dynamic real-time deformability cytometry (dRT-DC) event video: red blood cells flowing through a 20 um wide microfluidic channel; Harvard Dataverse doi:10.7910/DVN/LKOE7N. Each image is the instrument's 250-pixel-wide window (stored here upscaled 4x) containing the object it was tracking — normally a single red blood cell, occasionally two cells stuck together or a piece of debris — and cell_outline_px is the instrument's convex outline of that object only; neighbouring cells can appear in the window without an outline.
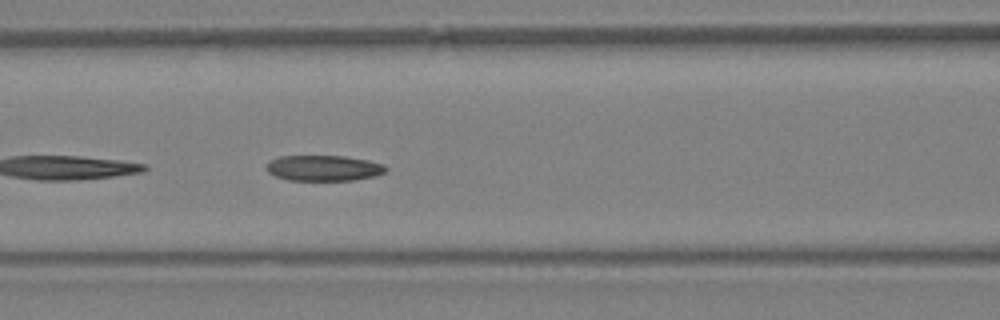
{"species": "Egyptian fruit bat (a non-hibernating species)", "species_latin": "Rousettus aegyptiacus", "temperature_condition": "warm", "stored_images_in_passage": 26, "camera_frame_rate_fps": 3000, "um_per_image_px": 0.085, "animal": {"sex": "female"}, "frame": {"image": 1, "passage_image": 15, "time_ms": 4.667, "image_size_px": [1000, 320], "cell_outline_px": [[388, 172], [376, 176], [356, 180], [288, 180], [276, 176], [268, 172], [268, 164], [272, 160], [280, 156], [344, 156], [368, 160], [384, 164], [388, 168]], "centroid_in_image_um": [27.6, 14.29], "position_along_channel_um": 139.0, "area_um2": 17.86}}